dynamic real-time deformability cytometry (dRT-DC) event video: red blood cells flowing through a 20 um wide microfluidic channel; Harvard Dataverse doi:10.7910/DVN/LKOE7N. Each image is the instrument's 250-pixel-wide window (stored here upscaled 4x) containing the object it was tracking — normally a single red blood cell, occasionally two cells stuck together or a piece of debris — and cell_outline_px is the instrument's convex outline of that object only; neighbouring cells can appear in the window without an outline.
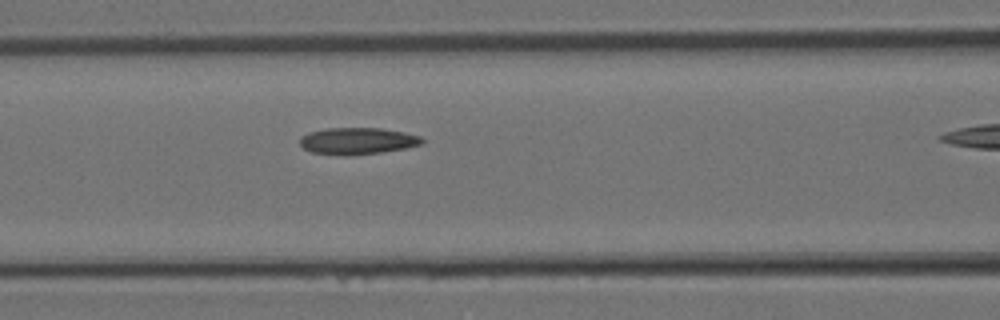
{"species": "Egyptian fruit bat (a non-hibernating species)", "species_latin": "Rousettus aegyptiacus", "temperature_condition": "room temperature", "stored_images_in_passage": 22, "camera_frame_rate_fps": 3000, "um_per_image_px": 0.085, "animal": {"sex": "female"}, "frame": {"image": 1, "passage_image": 10, "time_ms": 3.0, "image_size_px": [1000, 320], "cell_outline_px": [[424, 144], [404, 148], [380, 152], [312, 152], [304, 148], [300, 144], [300, 136], [308, 132], [328, 128], [380, 128], [404, 132], [420, 136], [424, 140]], "centroid_in_image_um": [30.43, 11.92], "position_along_channel_um": 136.2, "area_um2": 18.03}}
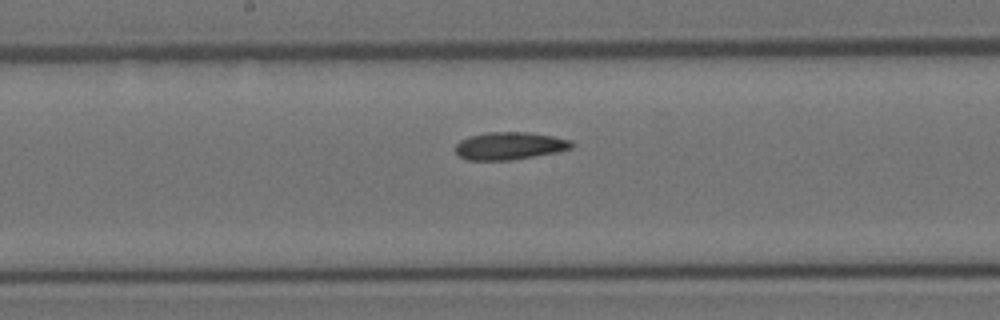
{"frame": {"image": 2, "passage_image": 13, "time_ms": 4.0, "image_size_px": [1000, 320], "cell_outline_px": [[576, 144], [572, 148], [556, 152], [508, 160], [468, 160], [460, 156], [456, 152], [456, 144], [460, 140], [468, 136], [488, 132], [528, 132], [552, 136], [572, 140]], "centroid_in_image_um": [43.33, 12.38], "position_along_channel_um": 204.9, "area_um2": 18.61}}
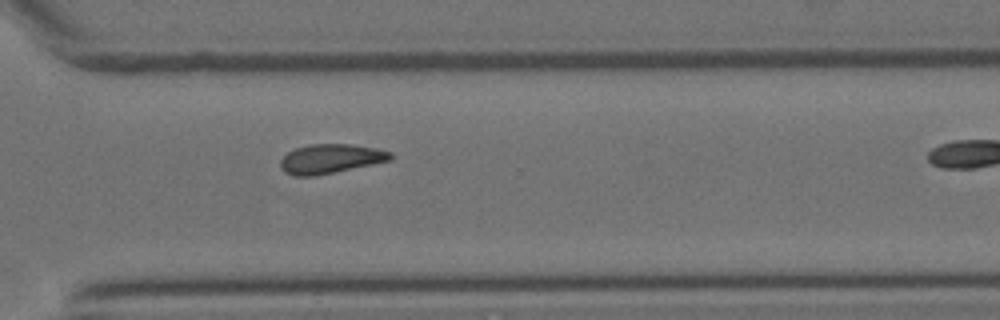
{"frame": {"image": 3, "passage_image": 19, "time_ms": 6.0, "image_size_px": [1000, 320], "cell_outline_px": [[392, 160], [316, 176], [296, 176], [284, 172], [280, 168], [280, 160], [288, 152], [296, 148], [308, 144], [352, 144], [376, 148], [392, 152]], "centroid_in_image_um": [28.09, 13.49], "position_along_channel_um": 342.5, "area_um2": 18.9}}